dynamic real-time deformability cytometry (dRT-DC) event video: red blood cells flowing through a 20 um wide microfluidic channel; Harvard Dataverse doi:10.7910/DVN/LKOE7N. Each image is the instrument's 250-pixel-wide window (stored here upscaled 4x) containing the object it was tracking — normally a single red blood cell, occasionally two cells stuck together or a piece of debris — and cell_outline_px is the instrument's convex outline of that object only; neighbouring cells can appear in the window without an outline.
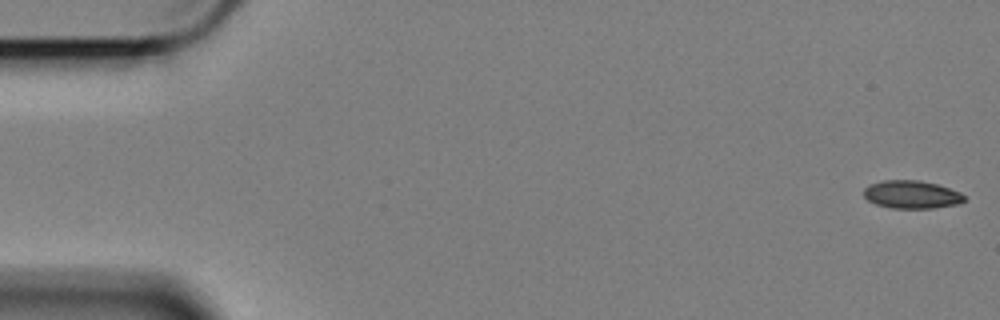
{"species": "Egyptian fruit bat (a non-hibernating species)", "species_latin": "Rousettus aegyptiacus", "temperature_condition": "cold", "stored_images_in_passage": 7, "camera_frame_rate_fps": 3000, "um_per_image_px": 0.085, "animal": {"sex": "female"}, "frame": {"image": 1, "passage_image": 1, "time_ms": 0.0, "image_size_px": [1000, 320], "cell_outline_px": [[964, 200], [956, 204], [932, 208], [892, 208], [876, 204], [868, 200], [864, 196], [864, 188], [868, 184], [884, 180], [916, 180], [936, 184], [960, 192], [964, 196]], "centroid_in_image_um": [77.44, 16.53], "position_along_channel_um": 7.6, "area_um2": 16.18}}